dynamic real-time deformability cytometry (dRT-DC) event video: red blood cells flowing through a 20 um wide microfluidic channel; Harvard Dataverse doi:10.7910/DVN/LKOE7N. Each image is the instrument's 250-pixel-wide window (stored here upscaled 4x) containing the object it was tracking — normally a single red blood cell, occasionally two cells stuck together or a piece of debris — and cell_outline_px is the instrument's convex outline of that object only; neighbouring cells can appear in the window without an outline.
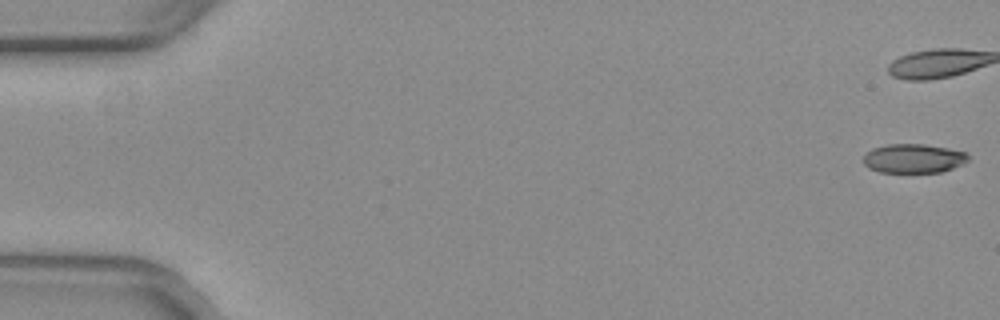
{"species": "common noctule bat (a hibernating species)", "species_latin": "Nyctalus noctula", "temperature_condition": "warm", "stored_images_in_passage": 41, "camera_frame_rate_fps": 3000, "um_per_image_px": 0.085, "animal": {"sex": "female", "body_mass_g": 29.2, "forearm_length_mm": 56.3}, "frame": {"image": 1, "passage_image": 1, "time_ms": 0.0, "image_size_px": [1000, 320], "cell_outline_px": [[968, 156], [956, 164], [940, 172], [884, 172], [872, 168], [864, 160], [864, 156], [868, 152], [876, 148], [896, 144], [916, 144], [944, 148], [964, 152]], "centroid_in_image_um": [77.59, 13.47], "position_along_channel_um": 7.4, "area_um2": 16.42}}